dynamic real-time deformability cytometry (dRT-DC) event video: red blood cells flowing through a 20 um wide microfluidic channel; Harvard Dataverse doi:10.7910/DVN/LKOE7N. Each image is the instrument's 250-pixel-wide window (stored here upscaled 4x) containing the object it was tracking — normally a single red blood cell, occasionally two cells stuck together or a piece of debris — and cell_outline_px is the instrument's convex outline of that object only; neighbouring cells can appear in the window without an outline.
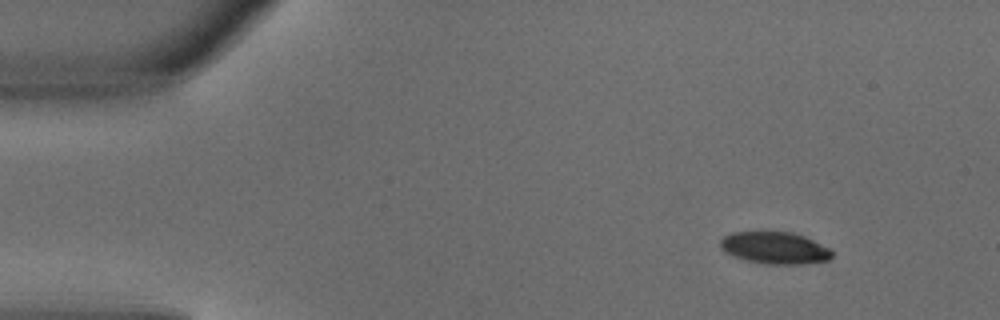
{"species": "common noctule bat (a hibernating species)", "species_latin": "Nyctalus noctula", "temperature_condition": "warm", "stored_images_in_passage": 3, "camera_frame_rate_fps": 3000, "um_per_image_px": 0.085, "animal": {"sex": "male", "body_mass_g": 18.8}, "frame": {"image": 1, "passage_image": 1, "time_ms": 0.0, "image_size_px": [1000, 320], "cell_outline_px": [[832, 256], [828, 260], [800, 264], [764, 264], [732, 256], [724, 252], [720, 244], [720, 240], [724, 236], [732, 232], [792, 232], [804, 236], [828, 248], [832, 252]], "centroid_in_image_um": [65.82, 21.07], "position_along_channel_um": 19.2, "area_um2": 20.63}}